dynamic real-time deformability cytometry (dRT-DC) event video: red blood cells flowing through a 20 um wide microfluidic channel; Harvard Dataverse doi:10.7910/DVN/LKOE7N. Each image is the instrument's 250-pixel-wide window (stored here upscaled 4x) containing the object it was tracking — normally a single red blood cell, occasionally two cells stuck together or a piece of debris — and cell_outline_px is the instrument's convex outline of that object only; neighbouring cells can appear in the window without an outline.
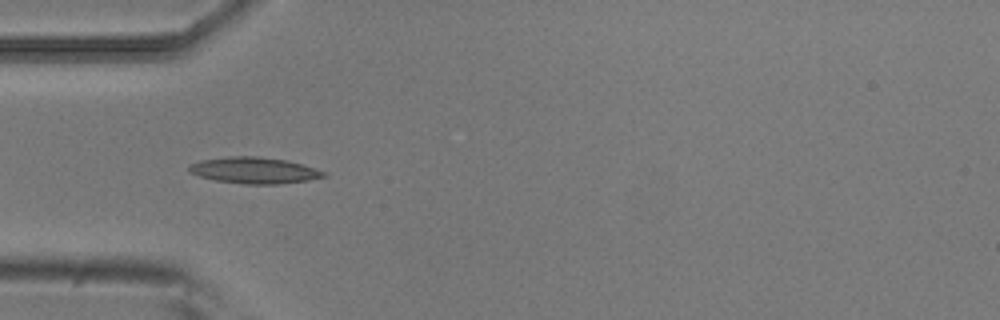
{"species": "common noctule bat (a hibernating species)", "species_latin": "Nyctalus noctula", "temperature_condition": "room temperature", "stored_images_in_passage": 3, "camera_frame_rate_fps": 3000, "um_per_image_px": 0.085, "animal": {"sex": "male", "body_mass_g": 20.5, "forearm_length_mm": 52.5}, "frame": {"image": 1, "passage_image": 1, "time_ms": 0.0, "image_size_px": [1000, 320], "cell_outline_px": [[328, 176], [308, 180], [276, 184], [244, 184], [216, 180], [200, 176], [188, 172], [188, 168], [192, 164], [200, 160], [228, 156], [256, 156], [288, 160], [324, 172]], "centroid_in_image_um": [21.58, 14.48], "position_along_channel_um": 63.4, "area_um2": 20.4}}
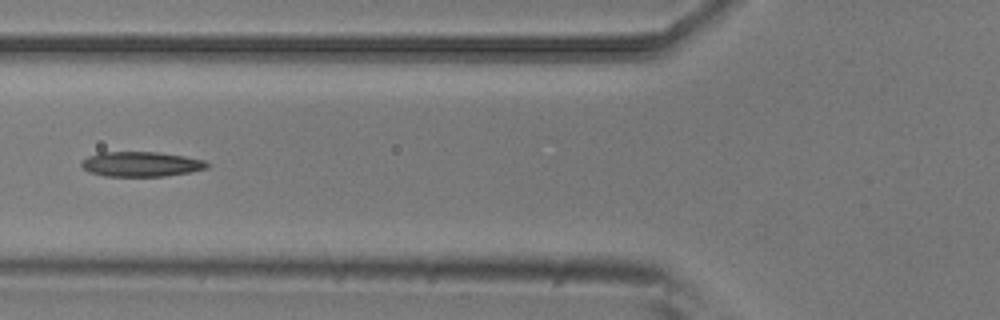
{"frame": {"image": 2, "passage_image": 2, "time_ms": 0.333, "image_size_px": [1000, 320], "cell_outline_px": [[208, 168], [188, 172], [164, 176], [104, 176], [88, 172], [80, 164], [88, 156], [100, 152], [156, 152], [184, 156], [204, 160], [208, 164]], "centroid_in_image_um": [11.97, 13.95], "position_along_channel_um": 113.8, "area_um2": 18.09}}
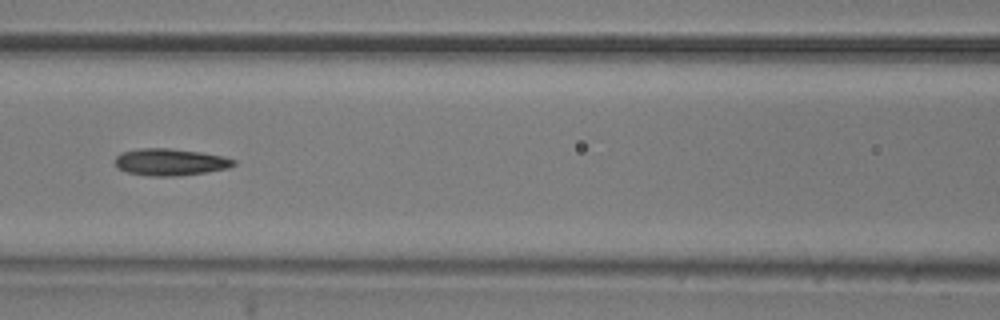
{"frame": {"image": 3, "passage_image": 3, "time_ms": 0.667, "image_size_px": [1000, 320], "cell_outline_px": [[236, 164], [228, 168], [180, 176], [152, 176], [128, 172], [120, 168], [116, 164], [116, 156], [120, 152], [140, 148], [168, 148], [200, 152], [224, 156], [236, 160]], "centroid_in_image_um": [14.49, 13.76], "position_along_channel_um": 152.1, "area_um2": 18.5}}